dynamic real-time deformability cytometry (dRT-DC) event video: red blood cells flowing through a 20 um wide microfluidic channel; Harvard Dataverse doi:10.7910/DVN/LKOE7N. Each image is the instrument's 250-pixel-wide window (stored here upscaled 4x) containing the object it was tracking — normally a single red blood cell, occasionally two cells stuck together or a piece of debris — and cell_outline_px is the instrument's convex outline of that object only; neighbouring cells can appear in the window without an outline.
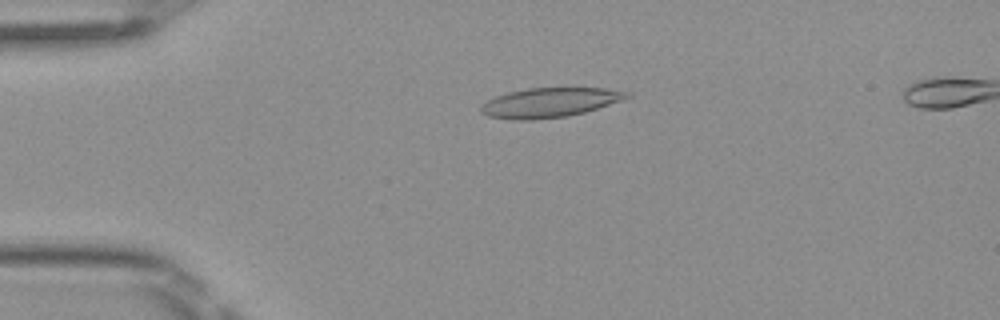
{"species": "Egyptian fruit bat (a non-hibernating species)", "species_latin": "Rousettus aegyptiacus", "temperature_condition": "room temperature", "stored_images_in_passage": 3, "camera_frame_rate_fps": 3000, "um_per_image_px": 0.085, "frame": {"image": 1, "passage_image": 1, "time_ms": 0.0, "image_size_px": [1000, 320], "cell_outline_px": [[632, 96], [624, 100], [584, 112], [568, 116], [532, 120], [512, 120], [488, 116], [480, 112], [480, 104], [496, 96], [508, 92], [528, 88], [604, 88], [628, 92]], "centroid_in_image_um": [46.7, 8.72], "position_along_channel_um": 38.3, "area_um2": 25.2}}
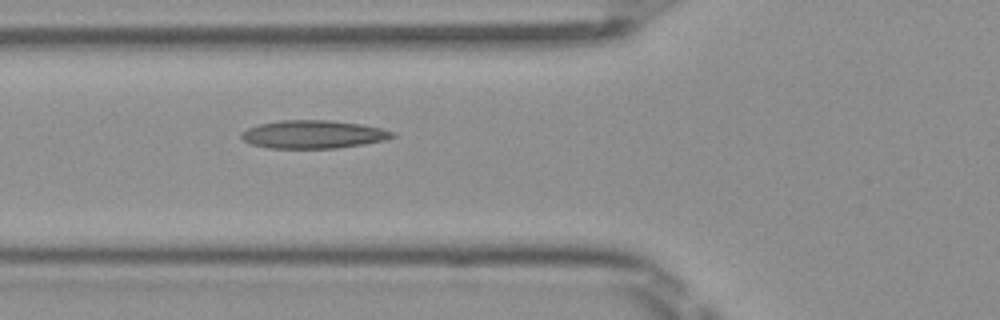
{"frame": {"image": 2, "passage_image": 3, "time_ms": 0.667, "image_size_px": [1000, 320], "cell_outline_px": [[396, 136], [388, 140], [364, 144], [336, 148], [268, 148], [252, 144], [244, 140], [240, 136], [240, 132], [248, 128], [260, 124], [280, 120], [332, 120], [360, 124], [380, 128], [396, 132]], "centroid_in_image_um": [26.66, 11.42], "position_along_channel_um": 99.1, "area_um2": 24.85}}